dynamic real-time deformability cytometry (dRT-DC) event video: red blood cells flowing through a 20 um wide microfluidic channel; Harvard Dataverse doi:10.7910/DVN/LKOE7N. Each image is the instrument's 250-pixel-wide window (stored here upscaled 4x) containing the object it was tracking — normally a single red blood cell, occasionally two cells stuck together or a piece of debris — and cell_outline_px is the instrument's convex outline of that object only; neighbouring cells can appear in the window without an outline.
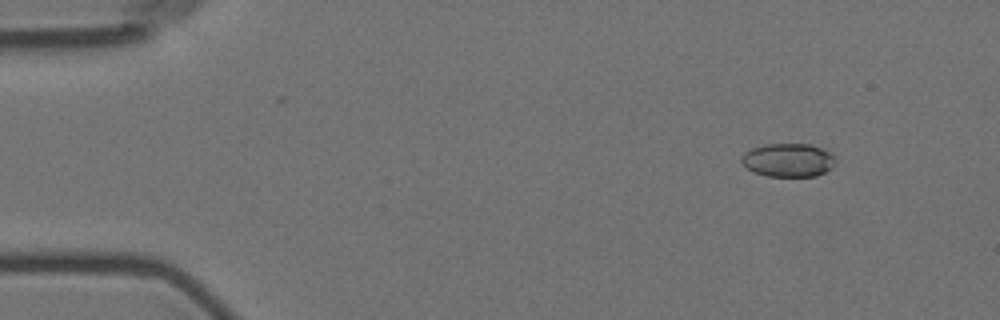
{"species": "Egyptian fruit bat (a non-hibernating species)", "species_latin": "Rousettus aegyptiacus", "temperature_condition": "room temperature", "stored_images_in_passage": 5, "camera_frame_rate_fps": 3000, "um_per_image_px": 0.085, "animal": {"sex": "female"}, "frame": {"image": 1, "passage_image": 2, "time_ms": 1.0, "image_size_px": [1000, 320], "cell_outline_px": [[832, 168], [816, 176], [768, 176], [752, 172], [740, 160], [740, 156], [744, 152], [752, 148], [764, 144], [808, 144], [820, 148], [828, 152], [832, 156]], "centroid_in_image_um": [66.92, 13.61], "position_along_channel_um": 18.1, "area_um2": 18.09}}
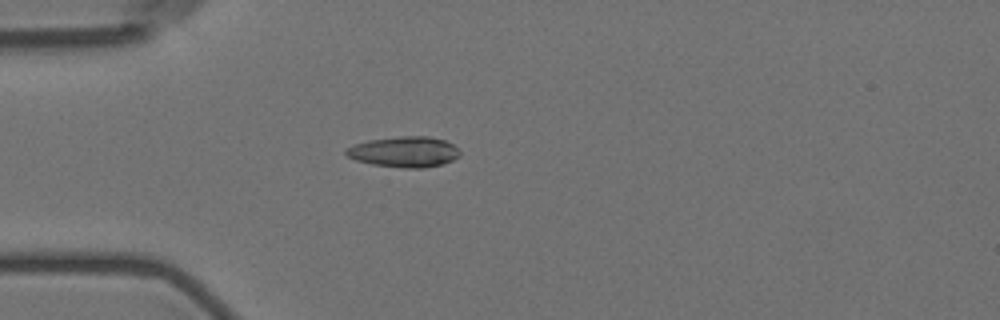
{"frame": {"image": 2, "passage_image": 4, "time_ms": 4.333, "image_size_px": [1000, 320], "cell_outline_px": [[460, 156], [444, 164], [424, 168], [400, 168], [372, 164], [356, 160], [348, 156], [344, 152], [344, 148], [368, 140], [400, 136], [428, 136], [444, 140], [452, 144], [460, 152]], "centroid_in_image_um": [34.36, 12.91], "position_along_channel_um": 50.6, "area_um2": 20.4}}